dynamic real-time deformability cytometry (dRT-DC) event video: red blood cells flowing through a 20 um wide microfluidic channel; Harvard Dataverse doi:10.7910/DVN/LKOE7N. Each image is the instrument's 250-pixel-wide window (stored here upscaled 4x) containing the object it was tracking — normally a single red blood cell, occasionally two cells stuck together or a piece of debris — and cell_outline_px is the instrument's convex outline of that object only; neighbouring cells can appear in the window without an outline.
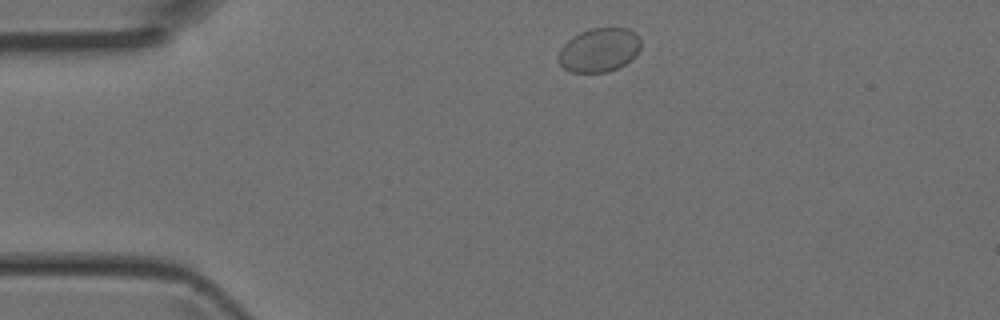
{"species": "Egyptian fruit bat (a non-hibernating species)", "species_latin": "Rousettus aegyptiacus", "temperature_condition": "room temperature", "stored_images_in_passage": 2, "camera_frame_rate_fps": 3000, "um_per_image_px": 0.085, "animal": {"sex": "female"}, "frame": {"image": 1, "passage_image": 1, "time_ms": 0.0, "image_size_px": [1000, 320], "cell_outline_px": [[640, 48], [632, 60], [608, 72], [572, 72], [564, 68], [556, 60], [556, 56], [560, 48], [572, 36], [580, 32], [592, 28], [628, 28], [636, 32], [640, 36]], "centroid_in_image_um": [50.91, 4.24], "position_along_channel_um": 34.1, "area_um2": 21.33}}